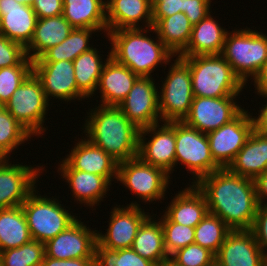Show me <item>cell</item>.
<instances>
[{"instance_id":"cell-1","label":"cell","mask_w":267,"mask_h":266,"mask_svg":"<svg viewBox=\"0 0 267 266\" xmlns=\"http://www.w3.org/2000/svg\"><path fill=\"white\" fill-rule=\"evenodd\" d=\"M196 187L204 194L208 211L232 230H250L258 201L254 180L220 168L202 177Z\"/></svg>"},{"instance_id":"cell-2","label":"cell","mask_w":267,"mask_h":266,"mask_svg":"<svg viewBox=\"0 0 267 266\" xmlns=\"http://www.w3.org/2000/svg\"><path fill=\"white\" fill-rule=\"evenodd\" d=\"M85 120V137L118 163L138 156L140 129L118 106L99 104L89 110Z\"/></svg>"},{"instance_id":"cell-3","label":"cell","mask_w":267,"mask_h":266,"mask_svg":"<svg viewBox=\"0 0 267 266\" xmlns=\"http://www.w3.org/2000/svg\"><path fill=\"white\" fill-rule=\"evenodd\" d=\"M149 31L156 34V41L147 36ZM106 37L111 44V57L139 77H152L159 64L169 65L176 56L160 40L153 26L110 31Z\"/></svg>"},{"instance_id":"cell-4","label":"cell","mask_w":267,"mask_h":266,"mask_svg":"<svg viewBox=\"0 0 267 266\" xmlns=\"http://www.w3.org/2000/svg\"><path fill=\"white\" fill-rule=\"evenodd\" d=\"M178 57L190 68L194 97L240 96L245 87L221 54Z\"/></svg>"},{"instance_id":"cell-5","label":"cell","mask_w":267,"mask_h":266,"mask_svg":"<svg viewBox=\"0 0 267 266\" xmlns=\"http://www.w3.org/2000/svg\"><path fill=\"white\" fill-rule=\"evenodd\" d=\"M221 55L246 85L267 60V35L248 27L227 32Z\"/></svg>"},{"instance_id":"cell-6","label":"cell","mask_w":267,"mask_h":266,"mask_svg":"<svg viewBox=\"0 0 267 266\" xmlns=\"http://www.w3.org/2000/svg\"><path fill=\"white\" fill-rule=\"evenodd\" d=\"M38 192L35 188L21 206L32 240L45 244L72 225L77 216L66 210L57 198Z\"/></svg>"},{"instance_id":"cell-7","label":"cell","mask_w":267,"mask_h":266,"mask_svg":"<svg viewBox=\"0 0 267 266\" xmlns=\"http://www.w3.org/2000/svg\"><path fill=\"white\" fill-rule=\"evenodd\" d=\"M49 104L41 81L32 72L3 107L33 136H42Z\"/></svg>"},{"instance_id":"cell-8","label":"cell","mask_w":267,"mask_h":266,"mask_svg":"<svg viewBox=\"0 0 267 266\" xmlns=\"http://www.w3.org/2000/svg\"><path fill=\"white\" fill-rule=\"evenodd\" d=\"M173 61L161 88L158 86L162 122L183 121L194 98L189 66L178 56Z\"/></svg>"},{"instance_id":"cell-9","label":"cell","mask_w":267,"mask_h":266,"mask_svg":"<svg viewBox=\"0 0 267 266\" xmlns=\"http://www.w3.org/2000/svg\"><path fill=\"white\" fill-rule=\"evenodd\" d=\"M175 167L184 165L196 184L202 177L220 169L214 162L206 133L190 127L183 121H175Z\"/></svg>"},{"instance_id":"cell-10","label":"cell","mask_w":267,"mask_h":266,"mask_svg":"<svg viewBox=\"0 0 267 266\" xmlns=\"http://www.w3.org/2000/svg\"><path fill=\"white\" fill-rule=\"evenodd\" d=\"M170 179L165 170L145 163L138 156L118 163L117 182L149 205L152 201L165 199Z\"/></svg>"},{"instance_id":"cell-11","label":"cell","mask_w":267,"mask_h":266,"mask_svg":"<svg viewBox=\"0 0 267 266\" xmlns=\"http://www.w3.org/2000/svg\"><path fill=\"white\" fill-rule=\"evenodd\" d=\"M253 130L250 112L243 110L229 123L207 133L210 152L220 168H228Z\"/></svg>"},{"instance_id":"cell-12","label":"cell","mask_w":267,"mask_h":266,"mask_svg":"<svg viewBox=\"0 0 267 266\" xmlns=\"http://www.w3.org/2000/svg\"><path fill=\"white\" fill-rule=\"evenodd\" d=\"M106 233L97 231V243L110 250L130 248L143 221L150 215L138 202L112 207Z\"/></svg>"},{"instance_id":"cell-13","label":"cell","mask_w":267,"mask_h":266,"mask_svg":"<svg viewBox=\"0 0 267 266\" xmlns=\"http://www.w3.org/2000/svg\"><path fill=\"white\" fill-rule=\"evenodd\" d=\"M44 169L43 165L12 164L9 158H0V209L21 206L37 188L35 184Z\"/></svg>"},{"instance_id":"cell-14","label":"cell","mask_w":267,"mask_h":266,"mask_svg":"<svg viewBox=\"0 0 267 266\" xmlns=\"http://www.w3.org/2000/svg\"><path fill=\"white\" fill-rule=\"evenodd\" d=\"M163 123L140 129L138 157L170 175L175 171V121Z\"/></svg>"},{"instance_id":"cell-15","label":"cell","mask_w":267,"mask_h":266,"mask_svg":"<svg viewBox=\"0 0 267 266\" xmlns=\"http://www.w3.org/2000/svg\"><path fill=\"white\" fill-rule=\"evenodd\" d=\"M238 96L220 98L194 97L183 122L202 133L217 130L233 120L243 109L237 104Z\"/></svg>"},{"instance_id":"cell-16","label":"cell","mask_w":267,"mask_h":266,"mask_svg":"<svg viewBox=\"0 0 267 266\" xmlns=\"http://www.w3.org/2000/svg\"><path fill=\"white\" fill-rule=\"evenodd\" d=\"M158 90L153 77H139L118 107L139 129L161 123Z\"/></svg>"},{"instance_id":"cell-17","label":"cell","mask_w":267,"mask_h":266,"mask_svg":"<svg viewBox=\"0 0 267 266\" xmlns=\"http://www.w3.org/2000/svg\"><path fill=\"white\" fill-rule=\"evenodd\" d=\"M33 73L41 81L48 101L52 99L73 100L87 97L77 88L73 62L60 60L57 62H33Z\"/></svg>"},{"instance_id":"cell-18","label":"cell","mask_w":267,"mask_h":266,"mask_svg":"<svg viewBox=\"0 0 267 266\" xmlns=\"http://www.w3.org/2000/svg\"><path fill=\"white\" fill-rule=\"evenodd\" d=\"M97 231L77 219L45 243L46 256L54 259L95 258Z\"/></svg>"},{"instance_id":"cell-19","label":"cell","mask_w":267,"mask_h":266,"mask_svg":"<svg viewBox=\"0 0 267 266\" xmlns=\"http://www.w3.org/2000/svg\"><path fill=\"white\" fill-rule=\"evenodd\" d=\"M83 138V139H82ZM69 151L58 169H77L106 177L110 182L117 180L118 162L107 154L102 148L92 144L82 137ZM114 177V178H113Z\"/></svg>"},{"instance_id":"cell-20","label":"cell","mask_w":267,"mask_h":266,"mask_svg":"<svg viewBox=\"0 0 267 266\" xmlns=\"http://www.w3.org/2000/svg\"><path fill=\"white\" fill-rule=\"evenodd\" d=\"M215 260L222 266H267V257L250 230H232L215 254Z\"/></svg>"},{"instance_id":"cell-21","label":"cell","mask_w":267,"mask_h":266,"mask_svg":"<svg viewBox=\"0 0 267 266\" xmlns=\"http://www.w3.org/2000/svg\"><path fill=\"white\" fill-rule=\"evenodd\" d=\"M37 16L31 6L0 0V34L26 47L33 37Z\"/></svg>"},{"instance_id":"cell-22","label":"cell","mask_w":267,"mask_h":266,"mask_svg":"<svg viewBox=\"0 0 267 266\" xmlns=\"http://www.w3.org/2000/svg\"><path fill=\"white\" fill-rule=\"evenodd\" d=\"M106 20L108 32L142 28L143 26V28L152 27L150 0H107ZM139 22L144 23V25L142 24L140 27Z\"/></svg>"},{"instance_id":"cell-23","label":"cell","mask_w":267,"mask_h":266,"mask_svg":"<svg viewBox=\"0 0 267 266\" xmlns=\"http://www.w3.org/2000/svg\"><path fill=\"white\" fill-rule=\"evenodd\" d=\"M139 76L110 57L100 75V105L118 106L129 94Z\"/></svg>"},{"instance_id":"cell-24","label":"cell","mask_w":267,"mask_h":266,"mask_svg":"<svg viewBox=\"0 0 267 266\" xmlns=\"http://www.w3.org/2000/svg\"><path fill=\"white\" fill-rule=\"evenodd\" d=\"M208 212L204 194L190 184L172 197L164 214L174 223L195 228Z\"/></svg>"},{"instance_id":"cell-25","label":"cell","mask_w":267,"mask_h":266,"mask_svg":"<svg viewBox=\"0 0 267 266\" xmlns=\"http://www.w3.org/2000/svg\"><path fill=\"white\" fill-rule=\"evenodd\" d=\"M65 182L69 184L72 191L74 201L79 204L87 205V207L93 208L99 205V203L105 198L109 186L112 183L103 176L95 175L88 172H83L77 169H58V173Z\"/></svg>"},{"instance_id":"cell-26","label":"cell","mask_w":267,"mask_h":266,"mask_svg":"<svg viewBox=\"0 0 267 266\" xmlns=\"http://www.w3.org/2000/svg\"><path fill=\"white\" fill-rule=\"evenodd\" d=\"M209 13L193 26L187 47L178 56L219 55L222 52L227 29Z\"/></svg>"},{"instance_id":"cell-27","label":"cell","mask_w":267,"mask_h":266,"mask_svg":"<svg viewBox=\"0 0 267 266\" xmlns=\"http://www.w3.org/2000/svg\"><path fill=\"white\" fill-rule=\"evenodd\" d=\"M228 169L242 177L255 179L267 170V135L252 130Z\"/></svg>"},{"instance_id":"cell-28","label":"cell","mask_w":267,"mask_h":266,"mask_svg":"<svg viewBox=\"0 0 267 266\" xmlns=\"http://www.w3.org/2000/svg\"><path fill=\"white\" fill-rule=\"evenodd\" d=\"M73 29L63 15L38 19L31 42L25 47L27 57L37 60L48 49L65 40Z\"/></svg>"},{"instance_id":"cell-29","label":"cell","mask_w":267,"mask_h":266,"mask_svg":"<svg viewBox=\"0 0 267 266\" xmlns=\"http://www.w3.org/2000/svg\"><path fill=\"white\" fill-rule=\"evenodd\" d=\"M62 15L73 28L108 32L106 0H63Z\"/></svg>"},{"instance_id":"cell-30","label":"cell","mask_w":267,"mask_h":266,"mask_svg":"<svg viewBox=\"0 0 267 266\" xmlns=\"http://www.w3.org/2000/svg\"><path fill=\"white\" fill-rule=\"evenodd\" d=\"M152 215H149L140 225L131 248L142 258L158 265L170 257L165 250L161 221L155 220V215Z\"/></svg>"},{"instance_id":"cell-31","label":"cell","mask_w":267,"mask_h":266,"mask_svg":"<svg viewBox=\"0 0 267 266\" xmlns=\"http://www.w3.org/2000/svg\"><path fill=\"white\" fill-rule=\"evenodd\" d=\"M32 240L22 206L0 209V252Z\"/></svg>"},{"instance_id":"cell-32","label":"cell","mask_w":267,"mask_h":266,"mask_svg":"<svg viewBox=\"0 0 267 266\" xmlns=\"http://www.w3.org/2000/svg\"><path fill=\"white\" fill-rule=\"evenodd\" d=\"M107 58L102 60L100 52L96 48L80 54L73 60L74 75L77 88L87 97L93 98V94L97 91L100 75L111 57V52H107Z\"/></svg>"},{"instance_id":"cell-33","label":"cell","mask_w":267,"mask_h":266,"mask_svg":"<svg viewBox=\"0 0 267 266\" xmlns=\"http://www.w3.org/2000/svg\"><path fill=\"white\" fill-rule=\"evenodd\" d=\"M158 37L176 56L188 45L193 25L183 12L160 19L154 26Z\"/></svg>"},{"instance_id":"cell-34","label":"cell","mask_w":267,"mask_h":266,"mask_svg":"<svg viewBox=\"0 0 267 266\" xmlns=\"http://www.w3.org/2000/svg\"><path fill=\"white\" fill-rule=\"evenodd\" d=\"M97 30L90 28H74L69 36L60 44L48 49L40 58L33 62H57L67 60L73 62L80 54L93 48L89 44L92 33ZM91 46V47H90Z\"/></svg>"},{"instance_id":"cell-35","label":"cell","mask_w":267,"mask_h":266,"mask_svg":"<svg viewBox=\"0 0 267 266\" xmlns=\"http://www.w3.org/2000/svg\"><path fill=\"white\" fill-rule=\"evenodd\" d=\"M194 243L216 254L232 229L217 215L207 213L194 228Z\"/></svg>"},{"instance_id":"cell-36","label":"cell","mask_w":267,"mask_h":266,"mask_svg":"<svg viewBox=\"0 0 267 266\" xmlns=\"http://www.w3.org/2000/svg\"><path fill=\"white\" fill-rule=\"evenodd\" d=\"M33 135L5 108L0 111V158H9L11 152Z\"/></svg>"},{"instance_id":"cell-37","label":"cell","mask_w":267,"mask_h":266,"mask_svg":"<svg viewBox=\"0 0 267 266\" xmlns=\"http://www.w3.org/2000/svg\"><path fill=\"white\" fill-rule=\"evenodd\" d=\"M45 255V244L31 240L18 248L1 251L0 266H41Z\"/></svg>"},{"instance_id":"cell-38","label":"cell","mask_w":267,"mask_h":266,"mask_svg":"<svg viewBox=\"0 0 267 266\" xmlns=\"http://www.w3.org/2000/svg\"><path fill=\"white\" fill-rule=\"evenodd\" d=\"M95 266H155L153 262L142 258L131 247L110 250L100 246L95 247Z\"/></svg>"},{"instance_id":"cell-39","label":"cell","mask_w":267,"mask_h":266,"mask_svg":"<svg viewBox=\"0 0 267 266\" xmlns=\"http://www.w3.org/2000/svg\"><path fill=\"white\" fill-rule=\"evenodd\" d=\"M160 221L164 232V246L169 257L177 250L194 244V227L174 223L164 213Z\"/></svg>"},{"instance_id":"cell-40","label":"cell","mask_w":267,"mask_h":266,"mask_svg":"<svg viewBox=\"0 0 267 266\" xmlns=\"http://www.w3.org/2000/svg\"><path fill=\"white\" fill-rule=\"evenodd\" d=\"M33 72V65H15L0 68V105L11 98L15 90Z\"/></svg>"},{"instance_id":"cell-41","label":"cell","mask_w":267,"mask_h":266,"mask_svg":"<svg viewBox=\"0 0 267 266\" xmlns=\"http://www.w3.org/2000/svg\"><path fill=\"white\" fill-rule=\"evenodd\" d=\"M170 259L178 266H209L215 260V254L194 243L177 250Z\"/></svg>"},{"instance_id":"cell-42","label":"cell","mask_w":267,"mask_h":266,"mask_svg":"<svg viewBox=\"0 0 267 266\" xmlns=\"http://www.w3.org/2000/svg\"><path fill=\"white\" fill-rule=\"evenodd\" d=\"M15 65H33L27 57L26 48L0 34V68Z\"/></svg>"},{"instance_id":"cell-43","label":"cell","mask_w":267,"mask_h":266,"mask_svg":"<svg viewBox=\"0 0 267 266\" xmlns=\"http://www.w3.org/2000/svg\"><path fill=\"white\" fill-rule=\"evenodd\" d=\"M250 231L267 257V205H259Z\"/></svg>"},{"instance_id":"cell-44","label":"cell","mask_w":267,"mask_h":266,"mask_svg":"<svg viewBox=\"0 0 267 266\" xmlns=\"http://www.w3.org/2000/svg\"><path fill=\"white\" fill-rule=\"evenodd\" d=\"M153 26L162 18L183 12V0H150Z\"/></svg>"},{"instance_id":"cell-45","label":"cell","mask_w":267,"mask_h":266,"mask_svg":"<svg viewBox=\"0 0 267 266\" xmlns=\"http://www.w3.org/2000/svg\"><path fill=\"white\" fill-rule=\"evenodd\" d=\"M211 2V0H183V13L194 26L212 12Z\"/></svg>"},{"instance_id":"cell-46","label":"cell","mask_w":267,"mask_h":266,"mask_svg":"<svg viewBox=\"0 0 267 266\" xmlns=\"http://www.w3.org/2000/svg\"><path fill=\"white\" fill-rule=\"evenodd\" d=\"M31 7L38 19L56 17L63 14V0H34Z\"/></svg>"},{"instance_id":"cell-47","label":"cell","mask_w":267,"mask_h":266,"mask_svg":"<svg viewBox=\"0 0 267 266\" xmlns=\"http://www.w3.org/2000/svg\"><path fill=\"white\" fill-rule=\"evenodd\" d=\"M95 258L54 259L45 255L41 266H95Z\"/></svg>"},{"instance_id":"cell-48","label":"cell","mask_w":267,"mask_h":266,"mask_svg":"<svg viewBox=\"0 0 267 266\" xmlns=\"http://www.w3.org/2000/svg\"><path fill=\"white\" fill-rule=\"evenodd\" d=\"M254 184L258 204L267 205V170L254 179Z\"/></svg>"},{"instance_id":"cell-49","label":"cell","mask_w":267,"mask_h":266,"mask_svg":"<svg viewBox=\"0 0 267 266\" xmlns=\"http://www.w3.org/2000/svg\"><path fill=\"white\" fill-rule=\"evenodd\" d=\"M263 97L267 98V95H263ZM265 102L266 104L263 105L258 111V117L257 115L256 117L251 115V118L253 121V130L267 135V101Z\"/></svg>"},{"instance_id":"cell-50","label":"cell","mask_w":267,"mask_h":266,"mask_svg":"<svg viewBox=\"0 0 267 266\" xmlns=\"http://www.w3.org/2000/svg\"><path fill=\"white\" fill-rule=\"evenodd\" d=\"M254 83L255 93L259 96L267 95V60L259 73L251 80Z\"/></svg>"},{"instance_id":"cell-51","label":"cell","mask_w":267,"mask_h":266,"mask_svg":"<svg viewBox=\"0 0 267 266\" xmlns=\"http://www.w3.org/2000/svg\"><path fill=\"white\" fill-rule=\"evenodd\" d=\"M155 266H178V265L169 258V259L164 260L163 262H161Z\"/></svg>"},{"instance_id":"cell-52","label":"cell","mask_w":267,"mask_h":266,"mask_svg":"<svg viewBox=\"0 0 267 266\" xmlns=\"http://www.w3.org/2000/svg\"><path fill=\"white\" fill-rule=\"evenodd\" d=\"M15 1L27 6H32L34 3V0H15Z\"/></svg>"},{"instance_id":"cell-53","label":"cell","mask_w":267,"mask_h":266,"mask_svg":"<svg viewBox=\"0 0 267 266\" xmlns=\"http://www.w3.org/2000/svg\"><path fill=\"white\" fill-rule=\"evenodd\" d=\"M209 266H222V265L218 263L216 260H214Z\"/></svg>"}]
</instances>
